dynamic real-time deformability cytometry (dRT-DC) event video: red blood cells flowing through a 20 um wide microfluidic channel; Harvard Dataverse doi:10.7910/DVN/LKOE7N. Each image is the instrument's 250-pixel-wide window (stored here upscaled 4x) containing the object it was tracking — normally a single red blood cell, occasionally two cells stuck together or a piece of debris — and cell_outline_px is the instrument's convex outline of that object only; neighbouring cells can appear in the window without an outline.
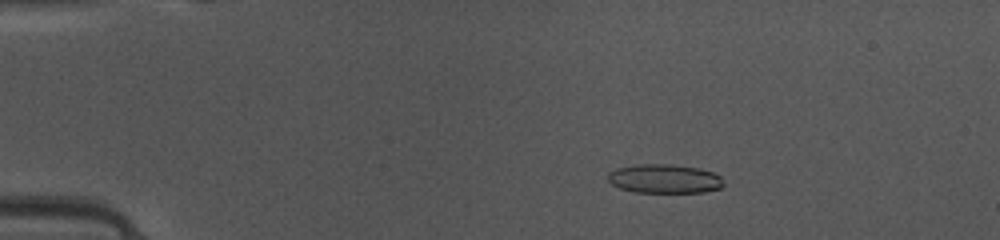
{"species": "common noctule bat (a hibernating species)", "species_latin": "Nyctalus noctula", "temperature_condition": "warm", "stored_images_in_passage": 49, "camera_frame_rate_fps": 3000, "um_per_image_px": 0.085, "animal": {"sex": "female", "body_mass_g": 10.0, "forearm_length_mm": 53.1}, "frame": {"image": 1, "passage_image": 9, "time_ms": 2.667, "image_size_px": [1000, 240], "cell_outline_px": [[724, 184], [720, 188], [704, 192], [636, 192], [620, 188], [612, 184], [608, 180], [608, 172], [616, 168], [640, 164], [668, 164], [700, 168], [712, 172], [720, 176]], "centroid_in_image_um": [56.47, 15.19], "position_along_channel_um": 28.5, "area_um2": 19.48}}
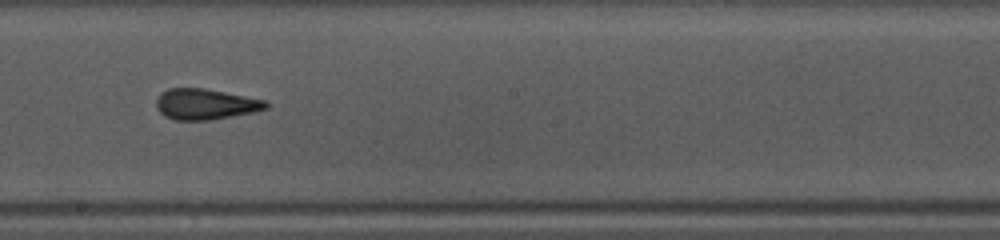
{"frame": {"image": 2, "passage_image": 28, "time_ms": 9.0, "image_size_px": [1000, 240], "cell_outline_px": [[268, 108], [252, 112], [232, 116], [208, 120], [176, 120], [164, 116], [156, 108], [156, 100], [160, 92], [168, 88], [204, 88], [268, 100]], "centroid_in_image_um": [17.45, 8.84], "position_along_channel_um": 230.8, "area_um2": 19.77}}
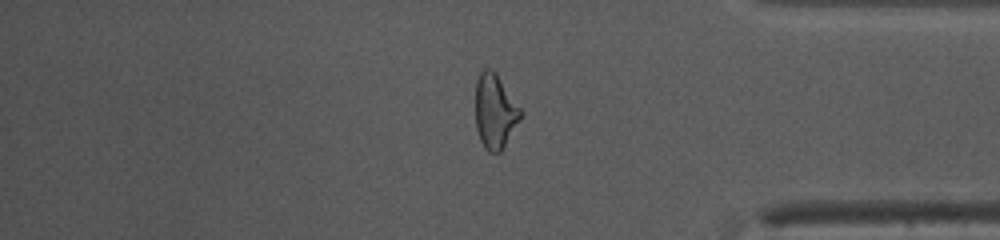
{"frame": {"image": 3, "passage_image": 41, "time_ms": 13.333, "image_size_px": [1000, 240], "cell_outline_px": [[524, 112], [520, 120], [500, 152], [488, 152], [484, 148], [480, 140], [476, 128], [476, 80], [480, 72], [484, 68], [492, 68], [496, 72]], "centroid_in_image_um": [42.08, 9.44], "position_along_channel_um": 393.1, "area_um2": 19.77}, "authors_computed_cell_mechanics": {"area_um2": 19.7676, "velocity_mm_per_s": 4.1312, "shape_relaxation_time_tau1_ms": null, "shape_relaxation_time_tau2_ms": 1.6567, "deformation_change_tau1": null, "deformation_change_tau2": 0.108}}